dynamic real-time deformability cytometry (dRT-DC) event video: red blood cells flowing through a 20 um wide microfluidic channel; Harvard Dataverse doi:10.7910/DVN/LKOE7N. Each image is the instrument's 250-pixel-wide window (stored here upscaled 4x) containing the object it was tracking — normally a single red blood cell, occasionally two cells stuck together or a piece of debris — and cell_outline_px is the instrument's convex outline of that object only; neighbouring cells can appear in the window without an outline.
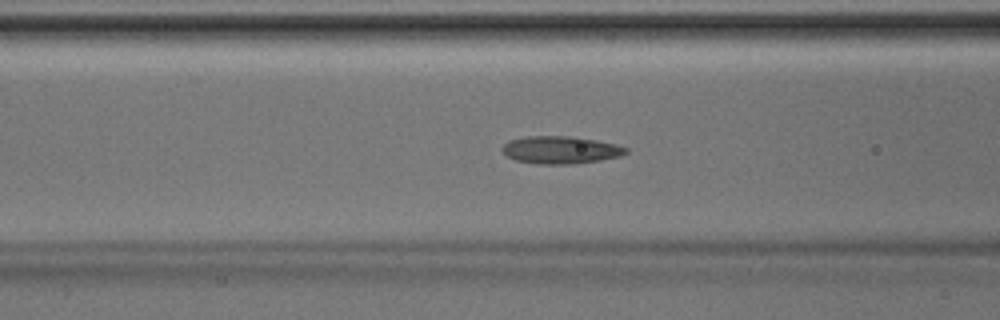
{"species": "Egyptian fruit bat (a non-hibernating species)", "species_latin": "Rousettus aegyptiacus", "temperature_condition": "room temperature", "stored_images_in_passage": 42, "camera_frame_rate_fps": 3000, "um_per_image_px": 0.085, "animal": {"sex": "male"}, "frame": {"image": 1, "passage_image": 19, "time_ms": 6.0, "image_size_px": [1000, 320], "cell_outline_px": [[628, 152], [620, 156], [600, 160], [572, 164], [536, 164], [516, 160], [508, 156], [500, 148], [508, 140], [524, 136], [568, 136], [596, 140], [616, 144], [628, 148]], "centroid_in_image_um": [47.63, 12.74], "position_along_channel_um": 119.0, "area_um2": 19.88}}
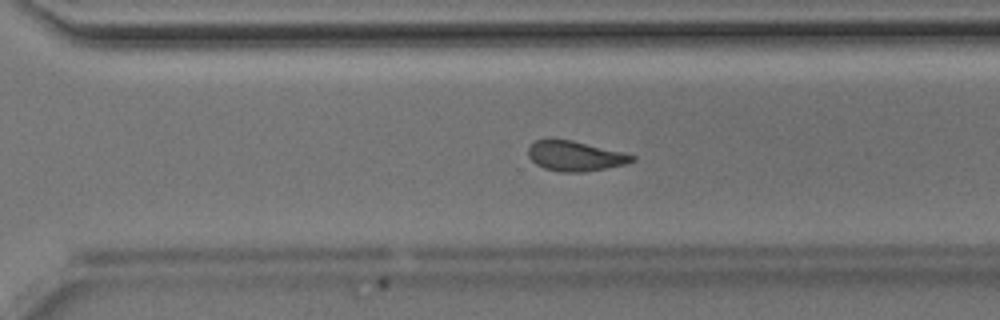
{"frame": {"image": 2, "passage_image": 33, "time_ms": 10.667, "image_size_px": [1000, 320], "cell_outline_px": [[636, 160], [624, 164], [604, 168], [580, 172], [560, 172], [544, 168], [536, 164], [528, 156], [528, 148], [536, 140], [572, 140], [636, 156]], "centroid_in_image_um": [48.86, 13.27], "position_along_channel_um": 321.7, "area_um2": 17.69}}
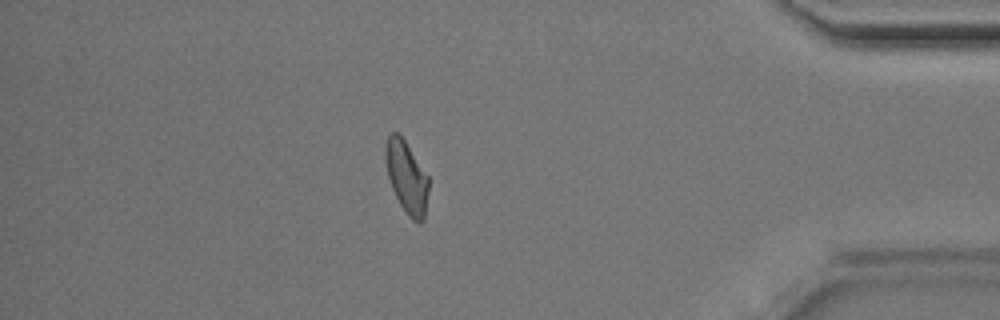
{"frame": {"image": 3, "passage_image": 41, "time_ms": 13.333, "image_size_px": [1000, 320], "cell_outline_px": [[428, 192], [424, 220], [420, 224], [416, 224], [408, 216], [400, 204], [392, 188], [388, 176], [384, 156], [384, 148], [388, 136], [392, 132], [396, 132], [404, 140], [428, 176]], "centroid_in_image_um": [34.56, 15.09], "position_along_channel_um": 400.6, "area_um2": 18.03}}